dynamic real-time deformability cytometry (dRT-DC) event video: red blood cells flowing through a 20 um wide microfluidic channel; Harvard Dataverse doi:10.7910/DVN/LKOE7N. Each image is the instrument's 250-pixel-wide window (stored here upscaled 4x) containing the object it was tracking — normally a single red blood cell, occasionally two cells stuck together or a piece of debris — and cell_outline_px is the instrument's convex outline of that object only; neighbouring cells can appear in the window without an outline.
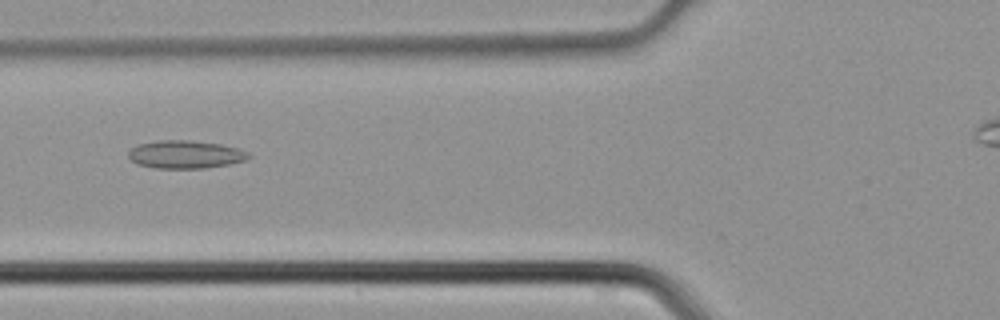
{"species": "common noctule bat (a hibernating species)", "species_latin": "Nyctalus noctula", "temperature_condition": "cold", "stored_images_in_passage": 38, "camera_frame_rate_fps": 3000, "um_per_image_px": 0.085, "animal": {"sex": "male", "body_mass_g": 21.5, "forearm_length_mm": 52.0}, "frame": {"image": 1, "passage_image": 15, "time_ms": 4.667, "image_size_px": [1000, 320], "cell_outline_px": [[252, 156], [248, 160], [228, 164], [204, 168], [156, 168], [136, 164], [128, 156], [128, 152], [136, 144], [156, 140], [192, 140], [220, 144], [236, 148], [248, 152]], "centroid_in_image_um": [15.75, 13.12], "position_along_channel_um": 110.1, "area_um2": 19.71}}
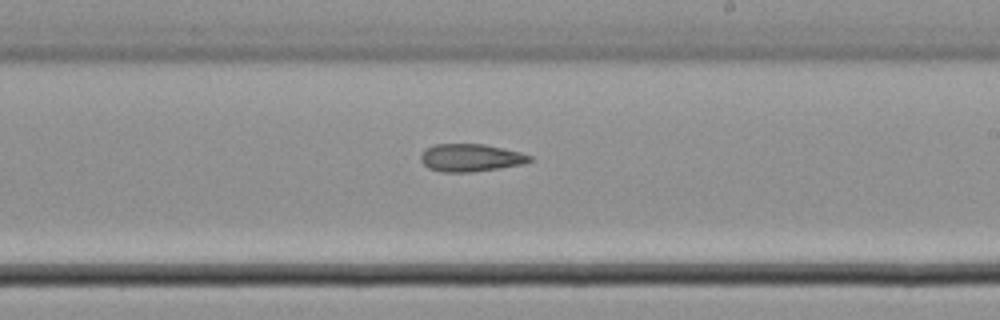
{"frame": {"image": 2, "passage_image": 24, "time_ms": 7.667, "image_size_px": [1000, 320], "cell_outline_px": [[532, 160], [524, 164], [500, 168], [472, 172], [440, 172], [428, 168], [420, 160], [420, 156], [424, 148], [432, 144], [484, 144], [504, 148], [520, 152], [532, 156]], "centroid_in_image_um": [39.98, 13.4], "position_along_channel_um": 249.0, "area_um2": 17.8}}
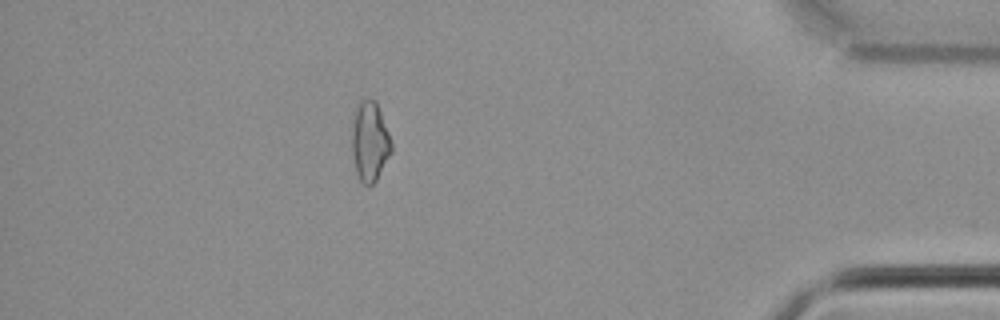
{"frame": {"image": 3, "passage_image": 37, "time_ms": 12.0, "image_size_px": [1000, 320], "cell_outline_px": [[392, 152], [376, 180], [372, 184], [364, 184], [360, 180], [356, 172], [352, 152], [352, 128], [356, 104], [360, 100], [376, 100], [388, 132], [392, 144]], "centroid_in_image_um": [31.43, 12.02], "position_along_channel_um": 403.8, "area_um2": 18.21}}